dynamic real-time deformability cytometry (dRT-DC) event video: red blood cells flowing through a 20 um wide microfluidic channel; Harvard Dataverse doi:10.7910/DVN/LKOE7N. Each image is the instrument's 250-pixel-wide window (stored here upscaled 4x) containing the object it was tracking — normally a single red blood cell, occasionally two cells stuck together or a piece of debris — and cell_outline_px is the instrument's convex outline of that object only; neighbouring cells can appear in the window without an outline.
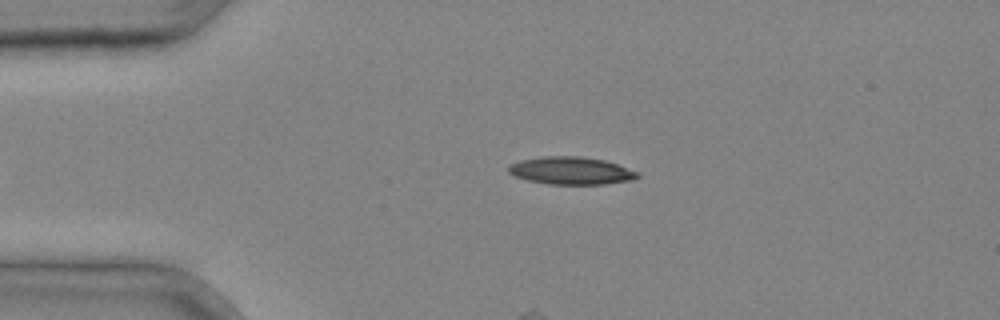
{"species": "common noctule bat (a hibernating species)", "species_latin": "Nyctalus noctula", "temperature_condition": "cold", "stored_images_in_passage": 10, "camera_frame_rate_fps": 3000, "um_per_image_px": 0.085, "animal": {"sex": "male", "body_mass_g": 20.4}, "frame": {"image": 1, "passage_image": 1, "time_ms": 0.0, "image_size_px": [1000, 320], "cell_outline_px": [[640, 176], [632, 180], [604, 184], [548, 184], [528, 180], [512, 176], [508, 172], [508, 168], [512, 164], [520, 160], [544, 156], [580, 156], [604, 160], [640, 172]], "centroid_in_image_um": [48.54, 14.51], "position_along_channel_um": 36.5, "area_um2": 20.75}}